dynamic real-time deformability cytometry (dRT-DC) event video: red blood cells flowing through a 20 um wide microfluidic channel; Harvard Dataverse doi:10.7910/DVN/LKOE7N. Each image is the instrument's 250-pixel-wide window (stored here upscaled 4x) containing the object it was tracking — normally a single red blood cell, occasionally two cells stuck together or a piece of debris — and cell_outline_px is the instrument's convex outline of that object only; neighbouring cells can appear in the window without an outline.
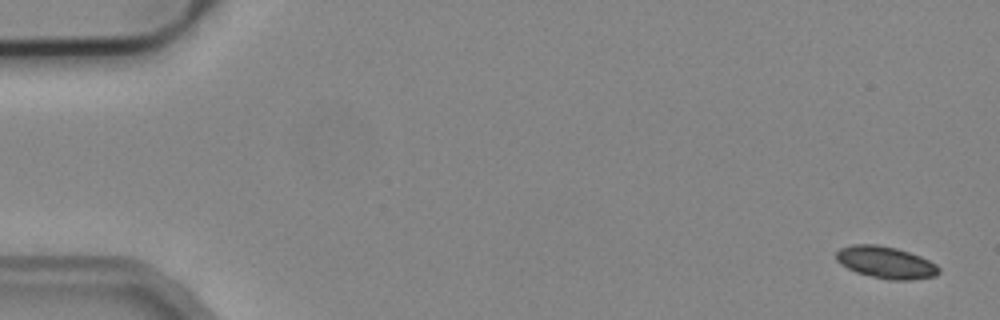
{"species": "common noctule bat (a hibernating species)", "species_latin": "Nyctalus noctula", "temperature_condition": "cold", "stored_images_in_passage": 5, "camera_frame_rate_fps": 3000, "um_per_image_px": 0.085, "animal": {"sex": "male", "body_mass_g": 19.2, "forearm_length_mm": 51.8}, "frame": {"image": 1, "passage_image": 1, "time_ms": 0.0, "image_size_px": [1000, 320], "cell_outline_px": [[940, 272], [936, 276], [912, 280], [888, 280], [856, 272], [840, 264], [836, 260], [836, 252], [840, 248], [852, 244], [876, 244], [896, 248], [920, 256], [936, 264], [940, 268]], "centroid_in_image_um": [75.3, 22.31], "position_along_channel_um": 9.7, "area_um2": 19.19}}
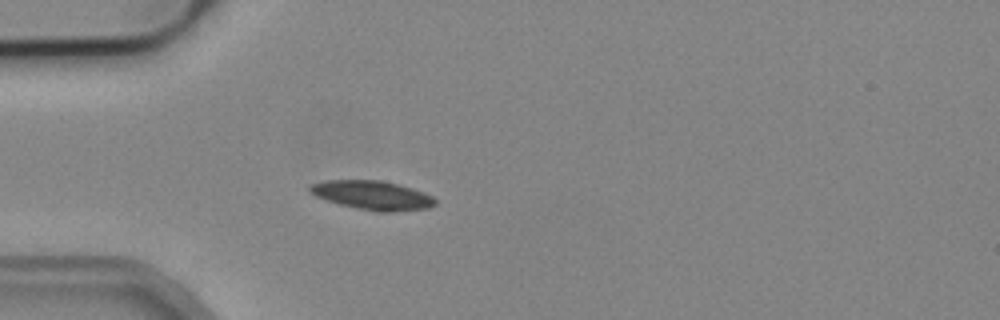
{"frame": {"image": 2, "passage_image": 5, "time_ms": 4.667, "image_size_px": [1000, 320], "cell_outline_px": [[436, 204], [428, 208], [388, 212], [376, 212], [356, 208], [340, 204], [316, 196], [308, 192], [308, 184], [328, 180], [380, 180], [412, 188], [424, 192], [432, 196], [436, 200]], "centroid_in_image_um": [31.63, 16.59], "position_along_channel_um": 53.4, "area_um2": 21.15}}